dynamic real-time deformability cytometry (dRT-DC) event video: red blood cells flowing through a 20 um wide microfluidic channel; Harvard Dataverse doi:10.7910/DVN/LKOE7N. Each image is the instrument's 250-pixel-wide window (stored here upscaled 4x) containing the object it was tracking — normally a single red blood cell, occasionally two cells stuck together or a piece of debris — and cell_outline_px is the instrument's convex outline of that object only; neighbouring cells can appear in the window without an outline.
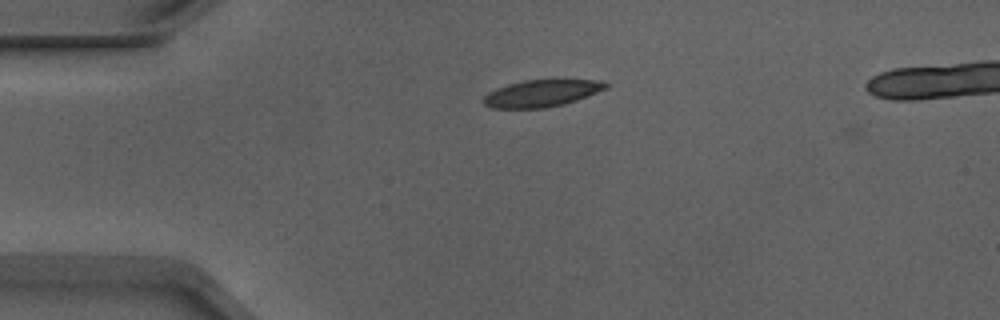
{"species": "Egyptian fruit bat (a non-hibernating species)", "species_latin": "Rousettus aegyptiacus", "temperature_condition": "warm", "stored_images_in_passage": 2, "camera_frame_rate_fps": 3000, "um_per_image_px": 0.085, "animal": {"sex": "male"}, "frame": {"image": 1, "passage_image": 1, "time_ms": 0.0, "image_size_px": [1000, 320], "cell_outline_px": [[608, 88], [576, 100], [564, 104], [544, 108], [492, 108], [484, 104], [480, 100], [488, 92], [496, 88], [508, 84], [524, 80], [552, 76], [596, 80], [608, 84]], "centroid_in_image_um": [46.05, 7.87], "position_along_channel_um": 38.9, "area_um2": 20.17}}